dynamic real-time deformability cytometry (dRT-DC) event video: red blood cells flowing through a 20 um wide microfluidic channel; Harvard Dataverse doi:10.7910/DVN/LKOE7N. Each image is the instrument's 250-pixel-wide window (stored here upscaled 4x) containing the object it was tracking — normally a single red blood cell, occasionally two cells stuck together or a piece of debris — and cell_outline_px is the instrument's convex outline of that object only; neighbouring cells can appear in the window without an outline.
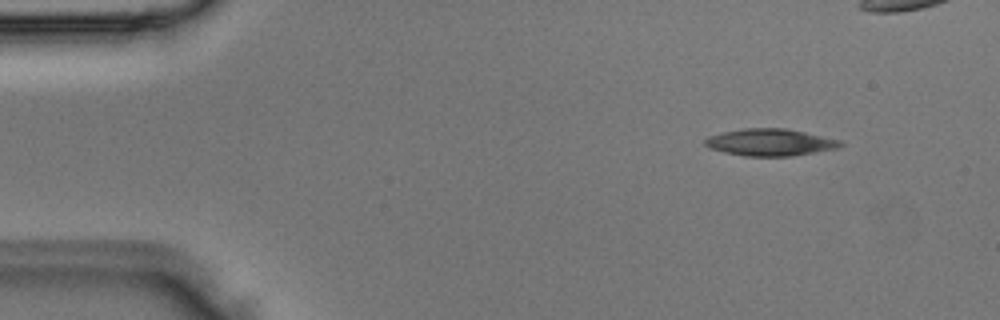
{"species": "Egyptian fruit bat (a non-hibernating species)", "species_latin": "Rousettus aegyptiacus", "temperature_condition": "room temperature", "stored_images_in_passage": 4, "camera_frame_rate_fps": 3000, "um_per_image_px": 0.085, "animal": {"sex": "male"}, "frame": {"image": 1, "passage_image": 1, "time_ms": 0.0, "image_size_px": [1000, 320], "cell_outline_px": [[844, 144], [840, 148], [792, 156], [744, 156], [724, 152], [708, 148], [704, 144], [704, 140], [708, 136], [724, 132], [744, 128], [784, 128], [844, 140]], "centroid_in_image_um": [65.5, 12.1], "position_along_channel_um": 19.5, "area_um2": 21.5}}